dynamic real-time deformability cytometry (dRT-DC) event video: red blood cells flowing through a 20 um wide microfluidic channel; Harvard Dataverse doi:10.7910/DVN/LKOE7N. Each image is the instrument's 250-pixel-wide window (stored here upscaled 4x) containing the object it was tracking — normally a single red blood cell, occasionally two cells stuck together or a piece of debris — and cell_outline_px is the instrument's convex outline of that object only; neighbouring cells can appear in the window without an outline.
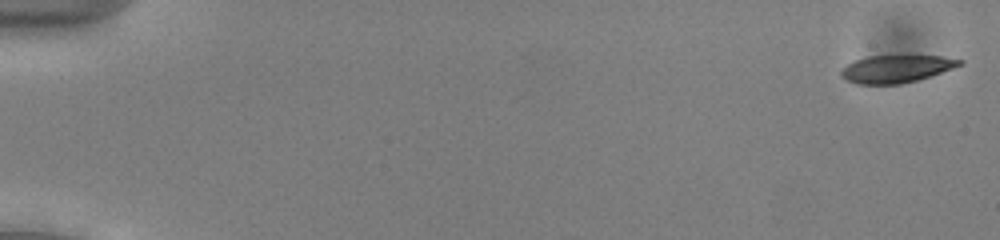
{"species": "common noctule bat (a hibernating species)", "species_latin": "Nyctalus noctula", "temperature_condition": "cold", "stored_images_in_passage": 53, "camera_frame_rate_fps": 3000, "um_per_image_px": 0.085, "animal": {"sex": "male", "body_mass_g": 13.0, "forearm_length_mm": 53.1}, "frame": {"image": 1, "passage_image": 1, "time_ms": 0.0, "image_size_px": [1000, 240], "cell_outline_px": [[964, 64], [916, 80], [900, 84], [856, 84], [844, 80], [840, 76], [840, 72], [848, 64], [856, 60], [868, 56], [940, 56], [964, 60]], "centroid_in_image_um": [76.15, 5.86], "position_along_channel_um": 8.9, "area_um2": 18.79}}
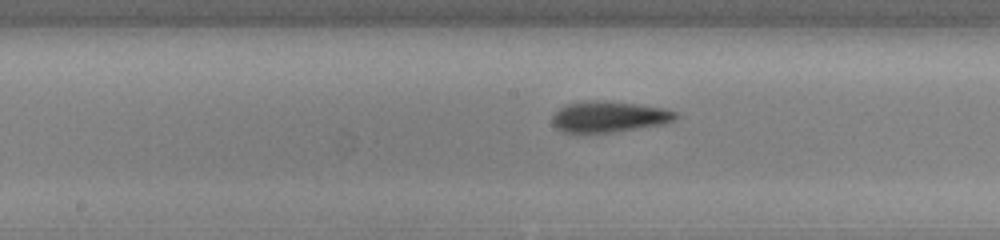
{"frame": {"image": 2, "passage_image": 28, "time_ms": 9.0, "image_size_px": [1000, 240], "cell_outline_px": [[680, 116], [664, 124], [612, 132], [564, 132], [556, 128], [552, 124], [552, 116], [560, 108], [568, 104], [588, 100], [600, 100], [636, 104], [664, 108], [676, 112]], "centroid_in_image_um": [51.76, 9.92], "position_along_channel_um": 196.4, "area_um2": 22.08}}
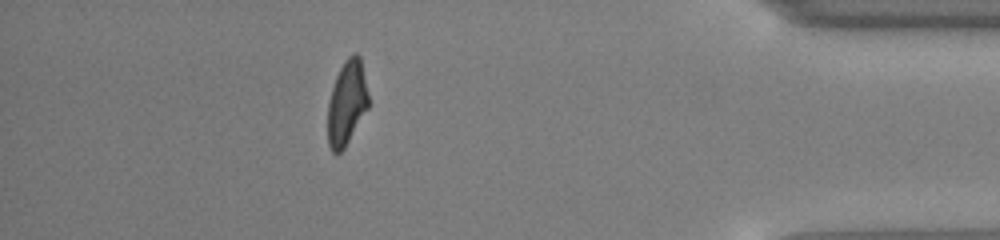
{"frame": {"image": 3, "passage_image": 47, "time_ms": 15.333, "image_size_px": [1000, 240], "cell_outline_px": [[368, 108], [344, 148], [340, 152], [332, 152], [328, 144], [328, 104], [332, 88], [336, 76], [344, 60], [352, 52], [356, 52], [360, 56], [368, 96]], "centroid_in_image_um": [29.47, 8.72], "position_along_channel_um": 405.7, "area_um2": 19.83}, "authors_computed_cell_mechanics": {"area_um2": 20.9814, "velocity_mm_per_s": 3.9474, "shape_relaxation_time_tau1_ms": 7.6692, "shape_relaxation_time_tau2_ms": 5.9469, "deformation_change_tau1": 0.2002, "deformation_change_tau2": 0.1468}}